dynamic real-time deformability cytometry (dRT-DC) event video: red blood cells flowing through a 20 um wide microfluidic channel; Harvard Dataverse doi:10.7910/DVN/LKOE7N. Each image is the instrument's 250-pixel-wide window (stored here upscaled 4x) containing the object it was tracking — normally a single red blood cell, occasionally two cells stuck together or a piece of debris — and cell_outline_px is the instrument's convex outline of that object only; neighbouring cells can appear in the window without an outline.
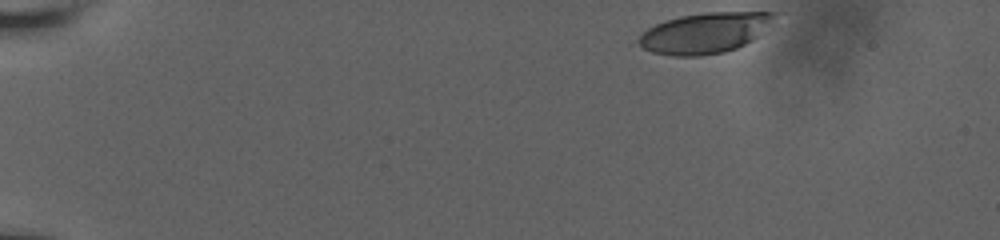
{"species": "human", "species_latin": "Homo sapiens", "temperature_condition": "room temperature", "stored_images_in_passage": 20, "camera_frame_rate_fps": 3000, "um_per_image_px": 0.085, "donor": {"sex": "male"}, "frame": {"image": 1, "passage_image": 1, "time_ms": 0.0, "image_size_px": [1000, 240], "cell_outline_px": [[780, 12], [752, 40], [736, 48], [724, 52], [700, 56], [672, 56], [652, 52], [636, 44], [636, 40], [648, 28], [664, 20], [680, 16], [704, 12]], "centroid_in_image_um": [59.85, 2.8], "position_along_channel_um": 25.1, "area_um2": 31.91}}
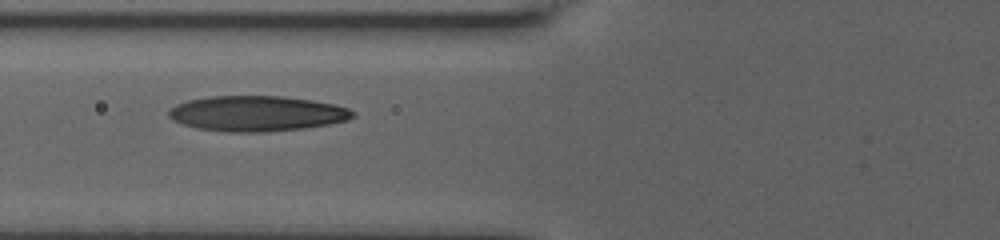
{"frame": {"image": 2, "passage_image": 17, "time_ms": 5.333, "image_size_px": [1000, 240], "cell_outline_px": [[356, 116], [348, 120], [328, 124], [304, 128], [260, 132], [228, 132], [196, 128], [172, 120], [168, 116], [168, 108], [176, 104], [188, 100], [208, 96], [280, 96], [312, 100], [332, 104], [348, 108], [356, 112]], "centroid_in_image_um": [21.81, 9.64], "position_along_channel_um": 104.0, "area_um2": 38.03}}
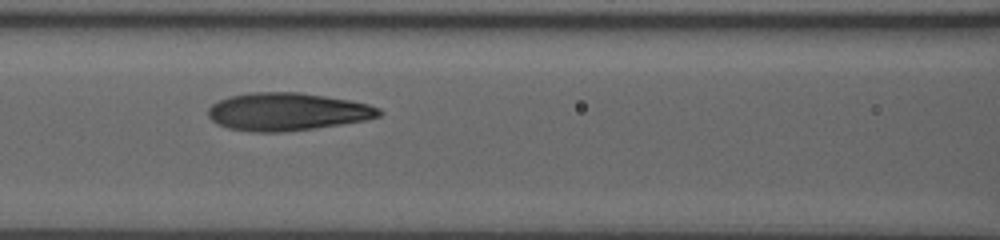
{"frame": {"image": 3, "passage_image": 20, "time_ms": 6.333, "image_size_px": [1000, 240], "cell_outline_px": [[384, 112], [380, 116], [364, 120], [340, 124], [312, 128], [280, 132], [252, 132], [228, 128], [216, 124], [208, 116], [208, 108], [212, 104], [228, 96], [252, 92], [300, 92], [348, 100], [368, 104], [380, 108]], "centroid_in_image_um": [24.38, 9.49], "position_along_channel_um": 142.2, "area_um2": 37.51}}